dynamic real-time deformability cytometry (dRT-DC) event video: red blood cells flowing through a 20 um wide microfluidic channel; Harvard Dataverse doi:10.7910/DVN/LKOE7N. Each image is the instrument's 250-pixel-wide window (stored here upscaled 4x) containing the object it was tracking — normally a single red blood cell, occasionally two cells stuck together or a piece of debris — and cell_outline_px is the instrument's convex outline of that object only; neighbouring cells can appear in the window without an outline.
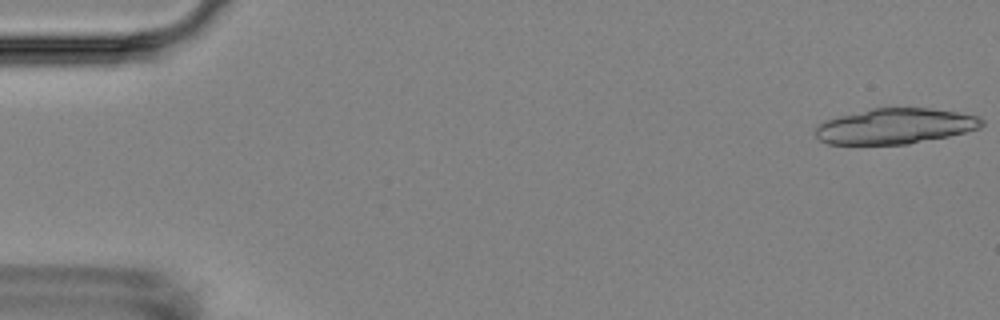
{"species": "Egyptian fruit bat (a non-hibernating species)", "species_latin": "Rousettus aegyptiacus", "temperature_condition": "room temperature", "stored_images_in_passage": 5, "camera_frame_rate_fps": 3000, "um_per_image_px": 0.085, "animal": {"sex": "female"}, "frame": {"image": 1, "passage_image": 1, "time_ms": 0.0, "image_size_px": [1000, 320], "cell_outline_px": [[984, 124], [980, 128], [948, 136], [908, 144], [828, 144], [820, 140], [816, 136], [816, 124], [824, 120], [872, 108], [932, 108], [980, 116], [984, 120]], "centroid_in_image_um": [76.09, 10.72], "position_along_channel_um": 8.9, "area_um2": 34.39}}